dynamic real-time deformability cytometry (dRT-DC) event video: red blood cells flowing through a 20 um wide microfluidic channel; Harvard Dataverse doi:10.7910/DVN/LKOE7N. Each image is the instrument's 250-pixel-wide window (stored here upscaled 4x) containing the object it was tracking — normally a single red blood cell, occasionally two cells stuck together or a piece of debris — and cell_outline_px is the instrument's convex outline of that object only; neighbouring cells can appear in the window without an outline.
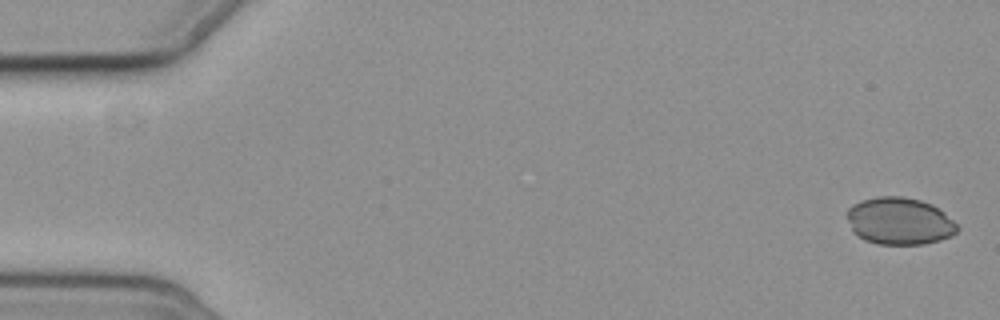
{"species": "common noctule bat (a hibernating species)", "species_latin": "Nyctalus noctula", "temperature_condition": "cold", "stored_images_in_passage": 9, "camera_frame_rate_fps": 3000, "um_per_image_px": 0.085, "animal": {"sex": "female", "body_mass_g": 19.3, "forearm_length_mm": 54.1}, "frame": {"image": 1, "passage_image": 1, "time_ms": 0.0, "image_size_px": [1000, 320], "cell_outline_px": [[960, 228], [952, 236], [940, 240], [924, 244], [876, 244], [864, 240], [852, 232], [848, 220], [848, 208], [852, 204], [860, 200], [876, 196], [904, 196], [920, 200], [932, 204], [944, 212]], "centroid_in_image_um": [76.44, 18.79], "position_along_channel_um": 8.6, "area_um2": 30.58}}